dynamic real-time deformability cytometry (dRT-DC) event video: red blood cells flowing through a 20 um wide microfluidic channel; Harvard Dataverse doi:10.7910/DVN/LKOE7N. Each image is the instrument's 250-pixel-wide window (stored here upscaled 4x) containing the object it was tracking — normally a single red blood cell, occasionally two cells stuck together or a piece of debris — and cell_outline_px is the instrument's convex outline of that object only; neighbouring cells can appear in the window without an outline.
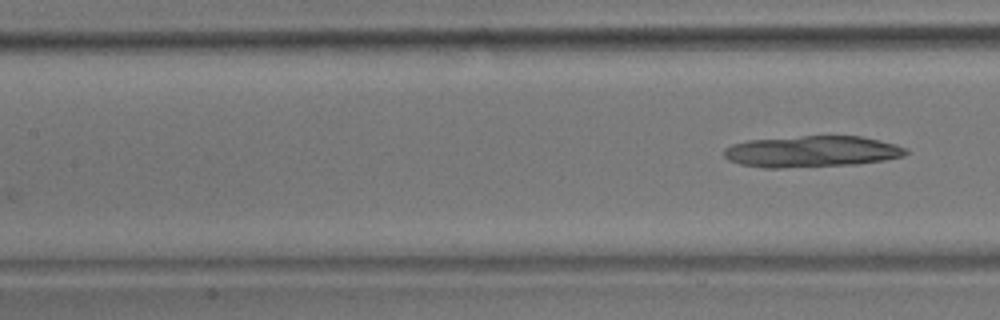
{"species": "common noctule bat (a hibernating species)", "species_latin": "Nyctalus noctula", "temperature_condition": "room temperature", "stored_images_in_passage": 6, "camera_frame_rate_fps": 3000, "um_per_image_px": 0.085, "animal": {"sex": "male", "body_mass_g": 17.9}, "frame": {"image": 1, "passage_image": 6, "time_ms": 1.667, "image_size_px": [1000, 320], "cell_outline_px": [[908, 152], [904, 156], [884, 160], [856, 164], [780, 168], [764, 168], [740, 164], [728, 160], [724, 156], [724, 148], [732, 144], [748, 140], [800, 136], [860, 136], [880, 140], [896, 144], [908, 148]], "centroid_in_image_um": [69.0, 12.88], "position_along_channel_um": 138.4, "area_um2": 33.35}}